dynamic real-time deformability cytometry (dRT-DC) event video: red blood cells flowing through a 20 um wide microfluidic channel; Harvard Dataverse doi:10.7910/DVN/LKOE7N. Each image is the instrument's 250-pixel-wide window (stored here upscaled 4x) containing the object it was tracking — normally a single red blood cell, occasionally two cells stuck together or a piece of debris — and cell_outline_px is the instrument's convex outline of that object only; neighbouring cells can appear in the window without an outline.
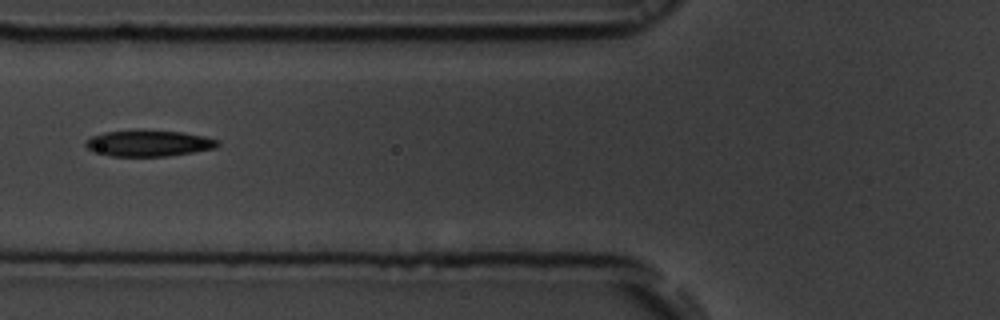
{"species": "common noctule bat (a hibernating species)", "species_latin": "Nyctalus noctula", "temperature_condition": "room temperature", "stored_images_in_passage": 35, "camera_frame_rate_fps": 3000, "um_per_image_px": 0.085, "animal": {"sex": "male", "body_mass_g": 19.5, "forearm_length_mm": 54.6}, "frame": {"image": 1, "passage_image": 6, "time_ms": 1.667, "image_size_px": [1000, 320], "cell_outline_px": [[220, 144], [216, 148], [168, 156], [112, 156], [92, 152], [84, 144], [84, 140], [92, 136], [104, 132], [184, 132], [204, 136], [220, 140]], "centroid_in_image_um": [12.64, 12.21], "position_along_channel_um": 113.2, "area_um2": 19.65}}
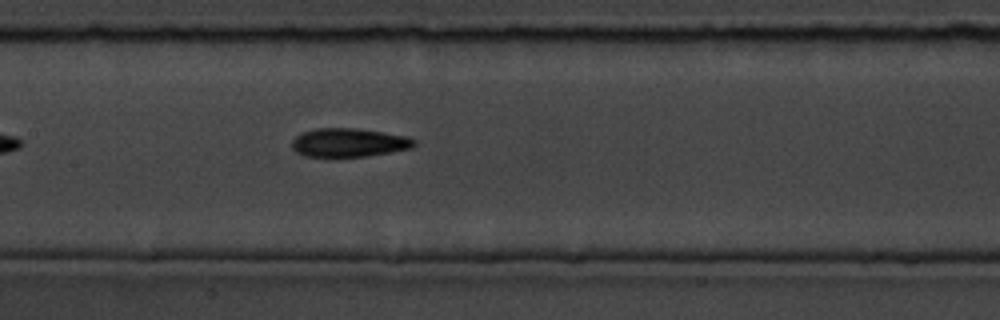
{"frame": {"image": 2, "passage_image": 11, "time_ms": 3.333, "image_size_px": [1000, 320], "cell_outline_px": [[416, 144], [412, 148], [364, 156], [304, 156], [296, 152], [292, 148], [292, 140], [300, 132], [316, 128], [356, 128], [384, 132], [408, 136], [416, 140]], "centroid_in_image_um": [29.64, 12.1], "position_along_channel_um": 177.8, "area_um2": 20.4}, "authors_computed_cell_mechanics": {"area_um2": 19.7676, "velocity_mm_per_s": 3.8638, "shape_relaxation_time_tau1_ms": 3.3816, "shape_relaxation_time_tau2_ms": 2.6584, "deformation_change_tau1": 0.143, "deformation_change_tau2": 0.1023}}